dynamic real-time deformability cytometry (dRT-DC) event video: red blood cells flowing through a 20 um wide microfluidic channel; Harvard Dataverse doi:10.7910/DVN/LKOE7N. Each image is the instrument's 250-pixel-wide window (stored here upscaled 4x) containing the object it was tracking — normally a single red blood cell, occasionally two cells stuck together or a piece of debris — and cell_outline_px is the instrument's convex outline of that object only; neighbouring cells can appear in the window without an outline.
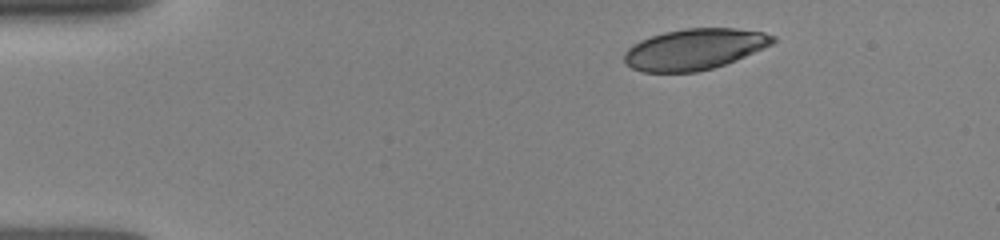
{"species": "human", "species_latin": "Homo sapiens", "temperature_condition": "room temperature", "stored_images_in_passage": 18, "camera_frame_rate_fps": 3000, "um_per_image_px": 0.085, "donor": {"sex": "female"}, "frame": {"image": 1, "passage_image": 1, "time_ms": 0.0, "image_size_px": [1000, 240], "cell_outline_px": [[776, 40], [772, 44], [736, 60], [712, 68], [696, 72], [644, 72], [632, 68], [624, 64], [624, 52], [632, 44], [640, 40], [664, 32], [684, 28], [736, 28], [764, 32], [776, 36]], "centroid_in_image_um": [59.01, 4.18], "position_along_channel_um": 26.0, "area_um2": 35.55}}
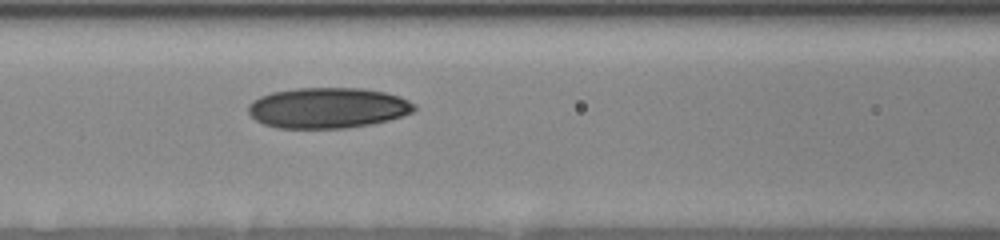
{"frame": {"image": 2, "passage_image": 13, "time_ms": 4.667, "image_size_px": [1000, 240], "cell_outline_px": [[416, 108], [412, 112], [404, 116], [372, 124], [348, 128], [276, 128], [264, 124], [256, 120], [248, 112], [248, 104], [252, 100], [260, 96], [272, 92], [296, 88], [360, 88], [384, 92], [400, 96], [416, 104]], "centroid_in_image_um": [27.86, 9.17], "position_along_channel_um": 138.7, "area_um2": 39.54}}
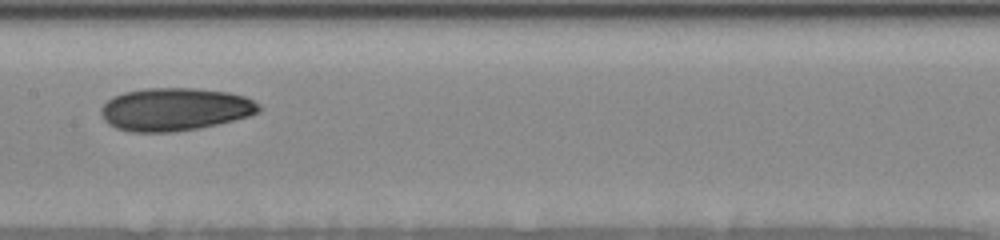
{"frame": {"image": 3, "passage_image": 17, "time_ms": 6.0, "image_size_px": [1000, 240], "cell_outline_px": [[260, 112], [248, 116], [200, 128], [172, 132], [132, 132], [116, 128], [108, 124], [104, 120], [100, 112], [100, 108], [112, 96], [124, 92], [144, 88], [196, 88], [228, 92], [244, 96], [260, 104]], "centroid_in_image_um": [14.84, 9.29], "position_along_channel_um": 192.6, "area_um2": 39.54}}